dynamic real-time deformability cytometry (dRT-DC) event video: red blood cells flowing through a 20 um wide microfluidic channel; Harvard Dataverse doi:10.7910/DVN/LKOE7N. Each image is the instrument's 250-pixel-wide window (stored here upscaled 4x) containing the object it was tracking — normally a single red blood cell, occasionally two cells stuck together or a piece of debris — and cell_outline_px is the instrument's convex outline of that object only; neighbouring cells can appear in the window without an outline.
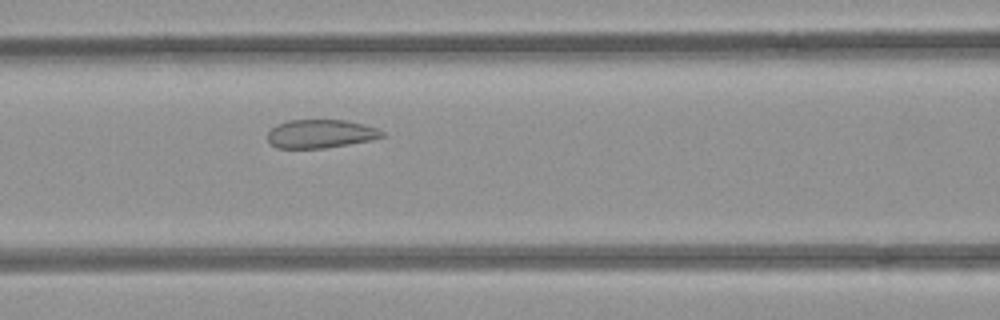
{"species": "common noctule bat (a hibernating species)", "species_latin": "Nyctalus noctula", "temperature_condition": "room temperature", "stored_images_in_passage": 34, "camera_frame_rate_fps": 3000, "um_per_image_px": 0.085, "animal": {"sex": "female", "body_mass_g": 21.9}, "frame": {"image": 1, "passage_image": 14, "time_ms": 4.333, "image_size_px": [1000, 320], "cell_outline_px": [[384, 136], [372, 140], [324, 148], [276, 148], [268, 140], [268, 132], [276, 124], [288, 120], [348, 120], [364, 124], [376, 128], [384, 132]], "centroid_in_image_um": [27.25, 11.36], "position_along_channel_um": 139.4, "area_um2": 19.02}}
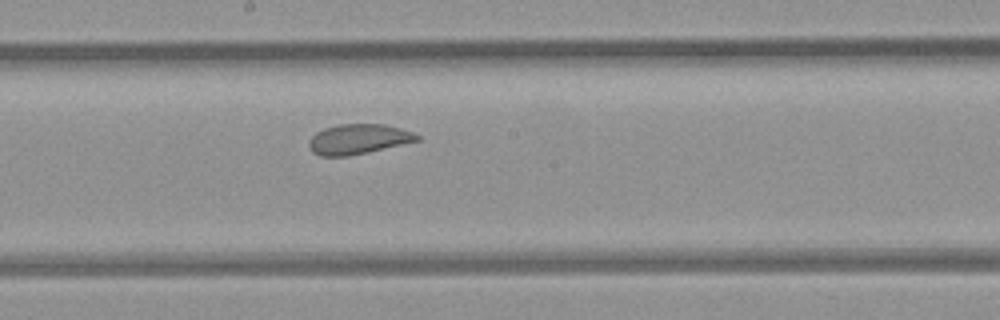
{"frame": {"image": 2, "passage_image": 20, "time_ms": 6.333, "image_size_px": [1000, 320], "cell_outline_px": [[420, 140], [348, 156], [320, 156], [312, 152], [308, 144], [308, 140], [316, 132], [324, 128], [336, 124], [384, 124], [400, 128], [412, 132], [420, 136]], "centroid_in_image_um": [30.42, 11.82], "position_along_channel_um": 217.8, "area_um2": 18.84}}
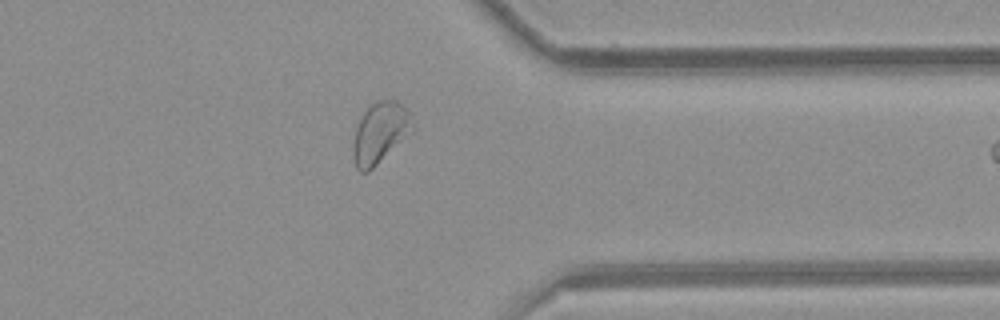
{"frame": {"image": 3, "passage_image": 33, "time_ms": 10.667, "image_size_px": [1000, 320], "cell_outline_px": [[416, 132], [368, 172], [360, 172], [356, 168], [352, 156], [352, 144], [356, 128], [360, 116], [368, 104], [376, 100], [396, 100], [408, 112], [416, 128]], "centroid_in_image_um": [32.32, 11.3], "position_along_channel_um": 379.1, "area_um2": 21.96}}